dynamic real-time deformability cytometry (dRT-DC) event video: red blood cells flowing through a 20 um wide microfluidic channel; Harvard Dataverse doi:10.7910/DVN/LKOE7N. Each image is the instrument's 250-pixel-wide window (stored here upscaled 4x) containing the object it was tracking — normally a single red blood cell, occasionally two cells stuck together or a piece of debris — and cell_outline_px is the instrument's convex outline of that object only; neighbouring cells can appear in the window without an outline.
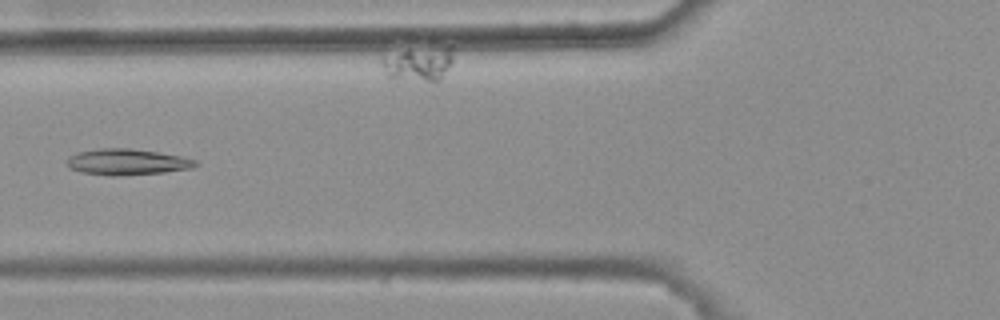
{"species": "common noctule bat (a hibernating species)", "species_latin": "Nyctalus noctula", "temperature_condition": "warm", "stored_images_in_passage": 6, "camera_frame_rate_fps": 3000, "um_per_image_px": 0.085, "animal": {"sex": "female", "body_mass_g": 25.1}, "frame": {"image": 1, "passage_image": 4, "time_ms": 1.0, "image_size_px": [1000, 320], "cell_outline_px": [[200, 164], [192, 168], [164, 172], [116, 176], [108, 176], [80, 172], [68, 168], [64, 164], [68, 156], [76, 152], [100, 148], [128, 148], [156, 152], [180, 156], [196, 160]], "centroid_in_image_um": [10.72, 13.77], "position_along_channel_um": 115.1, "area_um2": 19.77}}
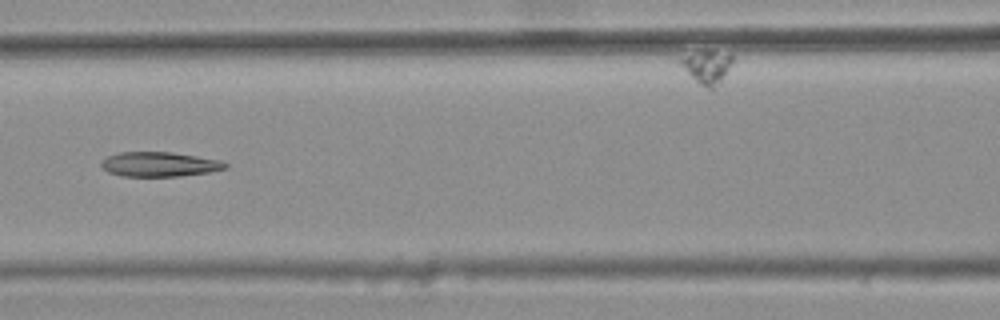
{"frame": {"image": 2, "passage_image": 5, "time_ms": 1.333, "image_size_px": [1000, 320], "cell_outline_px": [[228, 168], [208, 172], [180, 176], [120, 176], [108, 172], [100, 164], [108, 156], [120, 152], [172, 152], [220, 160], [228, 164]], "centroid_in_image_um": [13.57, 13.96], "position_along_channel_um": 153.0, "area_um2": 17.69}}